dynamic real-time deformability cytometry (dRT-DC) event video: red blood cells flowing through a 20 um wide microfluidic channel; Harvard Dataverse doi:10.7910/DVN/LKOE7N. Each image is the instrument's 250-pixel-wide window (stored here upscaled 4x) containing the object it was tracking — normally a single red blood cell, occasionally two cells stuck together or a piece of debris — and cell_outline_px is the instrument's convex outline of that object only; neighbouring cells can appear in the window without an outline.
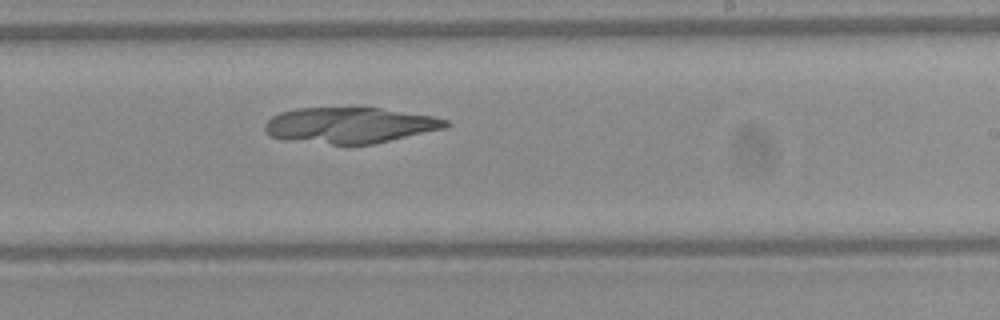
{"species": "Egyptian fruit bat (a non-hibernating species)", "species_latin": "Rousettus aegyptiacus", "temperature_condition": "warm", "stored_images_in_passage": 42, "camera_frame_rate_fps": 3000, "um_per_image_px": 0.085, "frame": {"image": 1, "passage_image": 23, "time_ms": 7.333, "image_size_px": [1000, 320], "cell_outline_px": [[452, 124], [444, 128], [376, 144], [348, 148], [284, 140], [272, 136], [264, 128], [264, 124], [272, 116], [280, 112], [296, 108], [380, 108], [436, 116], [448, 120]], "centroid_in_image_um": [29.74, 10.69], "position_along_channel_um": 259.3, "area_um2": 38.96}}
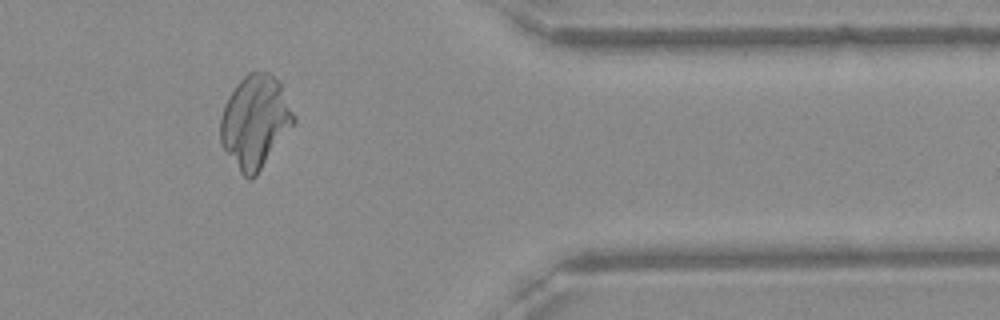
{"frame": {"image": 2, "passage_image": 34, "time_ms": 11.0, "image_size_px": [1000, 320], "cell_outline_px": [[296, 120], [256, 176], [252, 180], [248, 180], [240, 172], [224, 148], [220, 140], [220, 116], [224, 104], [228, 96], [236, 84], [248, 72], [268, 72], [280, 84], [296, 116]], "centroid_in_image_um": [21.66, 10.34], "position_along_channel_um": 389.7, "area_um2": 39.19}}